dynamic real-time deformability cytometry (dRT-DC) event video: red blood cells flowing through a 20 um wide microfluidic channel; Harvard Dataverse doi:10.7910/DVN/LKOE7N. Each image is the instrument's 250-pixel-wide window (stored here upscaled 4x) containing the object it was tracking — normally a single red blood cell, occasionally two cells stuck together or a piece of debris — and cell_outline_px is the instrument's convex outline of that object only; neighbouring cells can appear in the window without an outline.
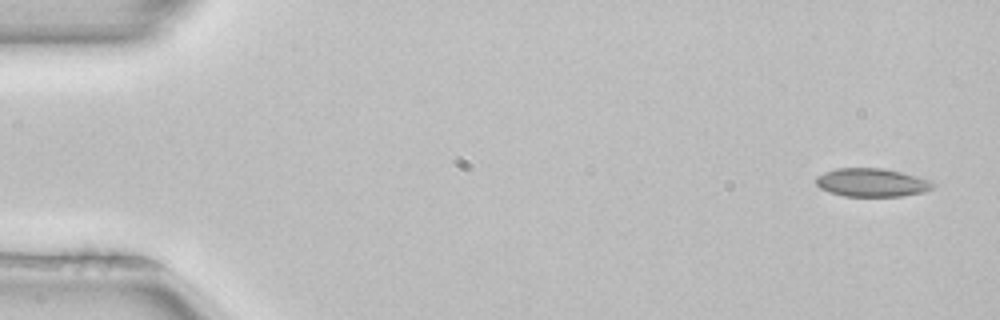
{"species": "common noctule bat (a hibernating species)", "species_latin": "Nyctalus noctula", "temperature_condition": "room temperature", "stored_images_in_passage": 5, "segment_of_instrument_passage": [1, 2], "camera_frame_rate_fps": 3000, "um_per_image_px": 0.085, "animal": {"sex": "female", "body_mass_g": 22.7, "forearm_length_mm": 54.2}, "frame": {"image": 1, "passage_image": 1, "time_ms": 0.0, "image_size_px": [1000, 320], "cell_outline_px": [[936, 184], [932, 188], [924, 192], [900, 196], [844, 196], [828, 192], [820, 188], [816, 184], [816, 176], [824, 172], [836, 168], [884, 168], [932, 180]], "centroid_in_image_um": [74.1, 15.51], "position_along_channel_um": 10.9, "area_um2": 19.42}}
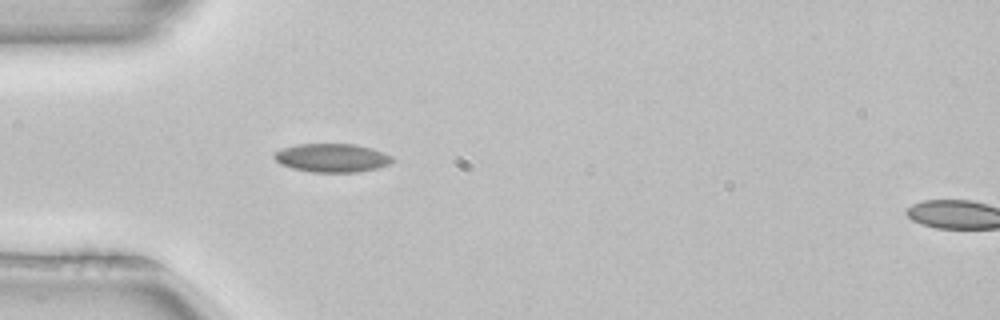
{"frame": {"image": 2, "passage_image": 4, "time_ms": 1.0, "image_size_px": [1000, 320], "cell_outline_px": [[396, 160], [388, 164], [376, 168], [360, 172], [312, 172], [292, 168], [280, 164], [272, 156], [276, 152], [284, 148], [296, 144], [356, 144], [372, 148], [392, 156]], "centroid_in_image_um": [28.23, 13.42], "position_along_channel_um": 56.8, "area_um2": 19.65}}